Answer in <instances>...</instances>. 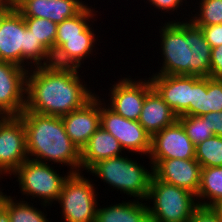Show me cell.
Listing matches in <instances>:
<instances>
[{"label": "cell", "mask_w": 222, "mask_h": 222, "mask_svg": "<svg viewBox=\"0 0 222 222\" xmlns=\"http://www.w3.org/2000/svg\"><path fill=\"white\" fill-rule=\"evenodd\" d=\"M24 21L33 36L53 55L55 53L57 24L43 18H24Z\"/></svg>", "instance_id": "d4e9b609"}, {"label": "cell", "mask_w": 222, "mask_h": 222, "mask_svg": "<svg viewBox=\"0 0 222 222\" xmlns=\"http://www.w3.org/2000/svg\"><path fill=\"white\" fill-rule=\"evenodd\" d=\"M198 12L190 18L196 26L222 24V0H201Z\"/></svg>", "instance_id": "83f0119b"}, {"label": "cell", "mask_w": 222, "mask_h": 222, "mask_svg": "<svg viewBox=\"0 0 222 222\" xmlns=\"http://www.w3.org/2000/svg\"><path fill=\"white\" fill-rule=\"evenodd\" d=\"M176 21L164 23L159 30L163 62L155 74L210 76L212 48L201 28L190 19Z\"/></svg>", "instance_id": "7a4b0ae2"}, {"label": "cell", "mask_w": 222, "mask_h": 222, "mask_svg": "<svg viewBox=\"0 0 222 222\" xmlns=\"http://www.w3.org/2000/svg\"><path fill=\"white\" fill-rule=\"evenodd\" d=\"M198 27L201 28L204 38L209 43L211 48L222 44V24Z\"/></svg>", "instance_id": "1f68e13d"}, {"label": "cell", "mask_w": 222, "mask_h": 222, "mask_svg": "<svg viewBox=\"0 0 222 222\" xmlns=\"http://www.w3.org/2000/svg\"><path fill=\"white\" fill-rule=\"evenodd\" d=\"M122 151L120 142L100 126L81 150V171L100 160L121 156Z\"/></svg>", "instance_id": "ffe728a7"}, {"label": "cell", "mask_w": 222, "mask_h": 222, "mask_svg": "<svg viewBox=\"0 0 222 222\" xmlns=\"http://www.w3.org/2000/svg\"><path fill=\"white\" fill-rule=\"evenodd\" d=\"M88 4L75 16L65 19L62 23L57 24L56 37L80 36L90 24V19H94L96 11Z\"/></svg>", "instance_id": "484cf974"}, {"label": "cell", "mask_w": 222, "mask_h": 222, "mask_svg": "<svg viewBox=\"0 0 222 222\" xmlns=\"http://www.w3.org/2000/svg\"><path fill=\"white\" fill-rule=\"evenodd\" d=\"M177 119L178 116L153 88L145 97L138 122L152 137Z\"/></svg>", "instance_id": "d6986e66"}, {"label": "cell", "mask_w": 222, "mask_h": 222, "mask_svg": "<svg viewBox=\"0 0 222 222\" xmlns=\"http://www.w3.org/2000/svg\"><path fill=\"white\" fill-rule=\"evenodd\" d=\"M144 81L123 77L108 89L111 110L126 119L138 121L146 95L153 89L150 78ZM110 104V105H109Z\"/></svg>", "instance_id": "8fae6325"}, {"label": "cell", "mask_w": 222, "mask_h": 222, "mask_svg": "<svg viewBox=\"0 0 222 222\" xmlns=\"http://www.w3.org/2000/svg\"><path fill=\"white\" fill-rule=\"evenodd\" d=\"M96 34L89 25L80 36L56 37L55 53L52 55L51 64L61 67L80 69L84 59L93 55ZM82 63V64H81Z\"/></svg>", "instance_id": "2e32d148"}, {"label": "cell", "mask_w": 222, "mask_h": 222, "mask_svg": "<svg viewBox=\"0 0 222 222\" xmlns=\"http://www.w3.org/2000/svg\"><path fill=\"white\" fill-rule=\"evenodd\" d=\"M196 199L199 206L205 207H213L222 200V167L201 168Z\"/></svg>", "instance_id": "7402d4cb"}, {"label": "cell", "mask_w": 222, "mask_h": 222, "mask_svg": "<svg viewBox=\"0 0 222 222\" xmlns=\"http://www.w3.org/2000/svg\"><path fill=\"white\" fill-rule=\"evenodd\" d=\"M154 176L197 195L201 165L196 159H149Z\"/></svg>", "instance_id": "4fadbf2b"}, {"label": "cell", "mask_w": 222, "mask_h": 222, "mask_svg": "<svg viewBox=\"0 0 222 222\" xmlns=\"http://www.w3.org/2000/svg\"><path fill=\"white\" fill-rule=\"evenodd\" d=\"M150 159H195V145L176 121L151 138Z\"/></svg>", "instance_id": "5bb4252c"}, {"label": "cell", "mask_w": 222, "mask_h": 222, "mask_svg": "<svg viewBox=\"0 0 222 222\" xmlns=\"http://www.w3.org/2000/svg\"><path fill=\"white\" fill-rule=\"evenodd\" d=\"M222 111V82L219 78L204 77V101L202 116Z\"/></svg>", "instance_id": "f1b7e54d"}, {"label": "cell", "mask_w": 222, "mask_h": 222, "mask_svg": "<svg viewBox=\"0 0 222 222\" xmlns=\"http://www.w3.org/2000/svg\"><path fill=\"white\" fill-rule=\"evenodd\" d=\"M150 5L154 6V8H157L159 11H165L166 13H170V11L174 12L175 10L177 11L178 8L180 9L185 2H187V0H147Z\"/></svg>", "instance_id": "836d02e7"}, {"label": "cell", "mask_w": 222, "mask_h": 222, "mask_svg": "<svg viewBox=\"0 0 222 222\" xmlns=\"http://www.w3.org/2000/svg\"><path fill=\"white\" fill-rule=\"evenodd\" d=\"M17 0H0V5H16Z\"/></svg>", "instance_id": "f35d334b"}, {"label": "cell", "mask_w": 222, "mask_h": 222, "mask_svg": "<svg viewBox=\"0 0 222 222\" xmlns=\"http://www.w3.org/2000/svg\"><path fill=\"white\" fill-rule=\"evenodd\" d=\"M195 159L201 168L222 167V137L214 135L196 145Z\"/></svg>", "instance_id": "cb8c5ba5"}, {"label": "cell", "mask_w": 222, "mask_h": 222, "mask_svg": "<svg viewBox=\"0 0 222 222\" xmlns=\"http://www.w3.org/2000/svg\"><path fill=\"white\" fill-rule=\"evenodd\" d=\"M177 121L195 146L215 135L202 116L181 115Z\"/></svg>", "instance_id": "4316f807"}, {"label": "cell", "mask_w": 222, "mask_h": 222, "mask_svg": "<svg viewBox=\"0 0 222 222\" xmlns=\"http://www.w3.org/2000/svg\"><path fill=\"white\" fill-rule=\"evenodd\" d=\"M27 72L16 64L0 61V113L19 116L26 107Z\"/></svg>", "instance_id": "7c38bea8"}, {"label": "cell", "mask_w": 222, "mask_h": 222, "mask_svg": "<svg viewBox=\"0 0 222 222\" xmlns=\"http://www.w3.org/2000/svg\"><path fill=\"white\" fill-rule=\"evenodd\" d=\"M150 222H189L199 206L196 195L175 185L151 178L148 198Z\"/></svg>", "instance_id": "8992f818"}, {"label": "cell", "mask_w": 222, "mask_h": 222, "mask_svg": "<svg viewBox=\"0 0 222 222\" xmlns=\"http://www.w3.org/2000/svg\"><path fill=\"white\" fill-rule=\"evenodd\" d=\"M0 222H10L8 212L0 205Z\"/></svg>", "instance_id": "8d00e7d4"}, {"label": "cell", "mask_w": 222, "mask_h": 222, "mask_svg": "<svg viewBox=\"0 0 222 222\" xmlns=\"http://www.w3.org/2000/svg\"><path fill=\"white\" fill-rule=\"evenodd\" d=\"M151 170L138 164L128 156H117L103 159L93 164L86 172L99 177L101 181L113 189L130 195L137 200L146 201L148 198L153 168ZM149 170V171H148ZM151 171V172H150Z\"/></svg>", "instance_id": "5b68a950"}, {"label": "cell", "mask_w": 222, "mask_h": 222, "mask_svg": "<svg viewBox=\"0 0 222 222\" xmlns=\"http://www.w3.org/2000/svg\"><path fill=\"white\" fill-rule=\"evenodd\" d=\"M102 102L100 98V126L120 142L123 150L149 156L151 135L138 121L124 118Z\"/></svg>", "instance_id": "9c48e42d"}, {"label": "cell", "mask_w": 222, "mask_h": 222, "mask_svg": "<svg viewBox=\"0 0 222 222\" xmlns=\"http://www.w3.org/2000/svg\"><path fill=\"white\" fill-rule=\"evenodd\" d=\"M50 165L52 164L28 158L12 174L18 179L16 181L19 182L21 194L27 197L32 196V199L37 197L39 201L42 200L43 207L52 206L54 201L57 202L63 183L70 174L68 171L67 175L63 176Z\"/></svg>", "instance_id": "52a82bcc"}, {"label": "cell", "mask_w": 222, "mask_h": 222, "mask_svg": "<svg viewBox=\"0 0 222 222\" xmlns=\"http://www.w3.org/2000/svg\"><path fill=\"white\" fill-rule=\"evenodd\" d=\"M133 200L122 201L103 208L99 205L95 222H150L148 202Z\"/></svg>", "instance_id": "44dd1931"}, {"label": "cell", "mask_w": 222, "mask_h": 222, "mask_svg": "<svg viewBox=\"0 0 222 222\" xmlns=\"http://www.w3.org/2000/svg\"><path fill=\"white\" fill-rule=\"evenodd\" d=\"M26 159V131L22 119L4 116L0 120V178L6 174L12 176Z\"/></svg>", "instance_id": "30bf717a"}, {"label": "cell", "mask_w": 222, "mask_h": 222, "mask_svg": "<svg viewBox=\"0 0 222 222\" xmlns=\"http://www.w3.org/2000/svg\"><path fill=\"white\" fill-rule=\"evenodd\" d=\"M78 71V68L53 64L30 68L27 72L25 109L62 117L83 107L96 94L83 84L85 81L81 80Z\"/></svg>", "instance_id": "6da1fadb"}, {"label": "cell", "mask_w": 222, "mask_h": 222, "mask_svg": "<svg viewBox=\"0 0 222 222\" xmlns=\"http://www.w3.org/2000/svg\"><path fill=\"white\" fill-rule=\"evenodd\" d=\"M19 117L26 131L29 159L48 164L52 161L70 166V173L81 172V151L65 132L61 117L41 115L26 109Z\"/></svg>", "instance_id": "3957f363"}, {"label": "cell", "mask_w": 222, "mask_h": 222, "mask_svg": "<svg viewBox=\"0 0 222 222\" xmlns=\"http://www.w3.org/2000/svg\"><path fill=\"white\" fill-rule=\"evenodd\" d=\"M4 116L0 113V120L3 118Z\"/></svg>", "instance_id": "ab89813d"}, {"label": "cell", "mask_w": 222, "mask_h": 222, "mask_svg": "<svg viewBox=\"0 0 222 222\" xmlns=\"http://www.w3.org/2000/svg\"><path fill=\"white\" fill-rule=\"evenodd\" d=\"M207 119V125L217 136L222 137V111L210 112L202 116Z\"/></svg>", "instance_id": "e575fe53"}, {"label": "cell", "mask_w": 222, "mask_h": 222, "mask_svg": "<svg viewBox=\"0 0 222 222\" xmlns=\"http://www.w3.org/2000/svg\"><path fill=\"white\" fill-rule=\"evenodd\" d=\"M85 6L82 0H17L15 9L24 18H43L59 24Z\"/></svg>", "instance_id": "ac0fdd59"}, {"label": "cell", "mask_w": 222, "mask_h": 222, "mask_svg": "<svg viewBox=\"0 0 222 222\" xmlns=\"http://www.w3.org/2000/svg\"><path fill=\"white\" fill-rule=\"evenodd\" d=\"M15 8V5H0V27L5 17Z\"/></svg>", "instance_id": "d590c367"}, {"label": "cell", "mask_w": 222, "mask_h": 222, "mask_svg": "<svg viewBox=\"0 0 222 222\" xmlns=\"http://www.w3.org/2000/svg\"><path fill=\"white\" fill-rule=\"evenodd\" d=\"M189 222H222L218 212L213 207L198 206Z\"/></svg>", "instance_id": "4dcf8cb0"}, {"label": "cell", "mask_w": 222, "mask_h": 222, "mask_svg": "<svg viewBox=\"0 0 222 222\" xmlns=\"http://www.w3.org/2000/svg\"><path fill=\"white\" fill-rule=\"evenodd\" d=\"M204 101V77L192 76L190 115L202 116Z\"/></svg>", "instance_id": "f546056e"}, {"label": "cell", "mask_w": 222, "mask_h": 222, "mask_svg": "<svg viewBox=\"0 0 222 222\" xmlns=\"http://www.w3.org/2000/svg\"><path fill=\"white\" fill-rule=\"evenodd\" d=\"M21 200L0 192V205L8 212L10 222H49L43 211L30 205V202Z\"/></svg>", "instance_id": "603a6c76"}, {"label": "cell", "mask_w": 222, "mask_h": 222, "mask_svg": "<svg viewBox=\"0 0 222 222\" xmlns=\"http://www.w3.org/2000/svg\"><path fill=\"white\" fill-rule=\"evenodd\" d=\"M82 172L70 173L57 202L64 222H95L98 207L96 187ZM92 183V184H91Z\"/></svg>", "instance_id": "ba28073f"}, {"label": "cell", "mask_w": 222, "mask_h": 222, "mask_svg": "<svg viewBox=\"0 0 222 222\" xmlns=\"http://www.w3.org/2000/svg\"><path fill=\"white\" fill-rule=\"evenodd\" d=\"M222 76V44L212 48L211 63H210V77L220 78Z\"/></svg>", "instance_id": "d6a6232c"}, {"label": "cell", "mask_w": 222, "mask_h": 222, "mask_svg": "<svg viewBox=\"0 0 222 222\" xmlns=\"http://www.w3.org/2000/svg\"><path fill=\"white\" fill-rule=\"evenodd\" d=\"M153 88L179 117L190 115L192 76L154 74L149 77Z\"/></svg>", "instance_id": "e0dca14e"}, {"label": "cell", "mask_w": 222, "mask_h": 222, "mask_svg": "<svg viewBox=\"0 0 222 222\" xmlns=\"http://www.w3.org/2000/svg\"><path fill=\"white\" fill-rule=\"evenodd\" d=\"M0 61L28 70L50 65L52 61V54L33 36L24 17L15 8L5 17L0 27Z\"/></svg>", "instance_id": "277c9868"}, {"label": "cell", "mask_w": 222, "mask_h": 222, "mask_svg": "<svg viewBox=\"0 0 222 222\" xmlns=\"http://www.w3.org/2000/svg\"><path fill=\"white\" fill-rule=\"evenodd\" d=\"M61 119L68 137L81 151L100 127L99 95H95L83 107L62 116Z\"/></svg>", "instance_id": "9a60e30c"}, {"label": "cell", "mask_w": 222, "mask_h": 222, "mask_svg": "<svg viewBox=\"0 0 222 222\" xmlns=\"http://www.w3.org/2000/svg\"><path fill=\"white\" fill-rule=\"evenodd\" d=\"M213 208L218 212L220 219L222 221V200L213 206Z\"/></svg>", "instance_id": "74e56055"}]
</instances>
